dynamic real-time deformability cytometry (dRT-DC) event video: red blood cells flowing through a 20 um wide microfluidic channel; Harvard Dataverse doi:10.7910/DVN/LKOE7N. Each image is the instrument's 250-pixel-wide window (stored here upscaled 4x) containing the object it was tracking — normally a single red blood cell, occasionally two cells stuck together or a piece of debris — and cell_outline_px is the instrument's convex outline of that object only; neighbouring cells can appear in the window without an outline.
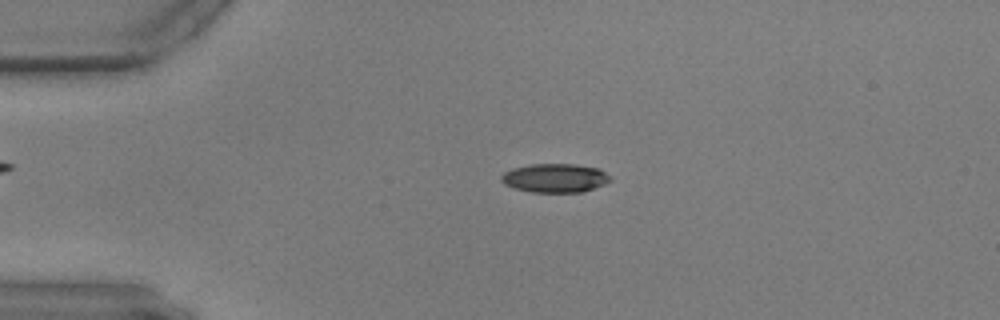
{"species": "common noctule bat (a hibernating species)", "species_latin": "Nyctalus noctula", "temperature_condition": "warm", "stored_images_in_passage": 58, "camera_frame_rate_fps": 3000, "um_per_image_px": 0.085, "animal": {"sex": "male", "body_mass_g": 17.9, "forearm_length_mm": 54.2}, "frame": {"image": 1, "passage_image": 13, "time_ms": 4.0, "image_size_px": [1000, 320], "cell_outline_px": [[612, 180], [604, 184], [584, 192], [532, 192], [516, 188], [504, 184], [500, 180], [500, 176], [504, 172], [512, 168], [528, 164], [576, 164], [600, 168]], "centroid_in_image_um": [47.16, 15.12], "position_along_channel_um": 37.8, "area_um2": 18.38}}
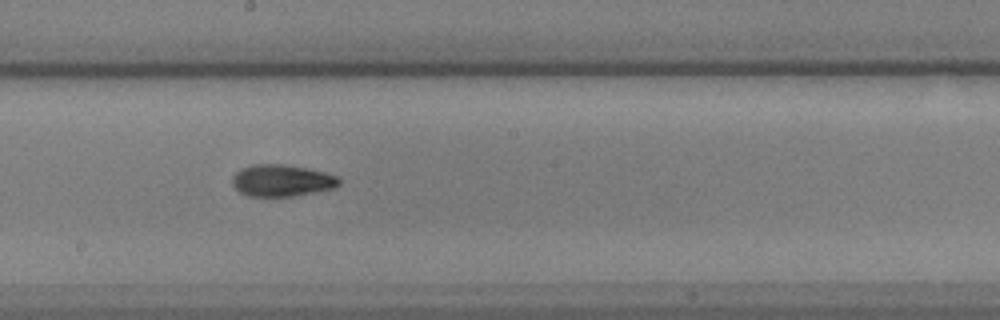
{"frame": {"image": 2, "passage_image": 32, "time_ms": 10.333, "image_size_px": [1000, 320], "cell_outline_px": [[340, 184], [336, 188], [292, 196], [248, 196], [240, 192], [232, 184], [232, 176], [240, 168], [252, 164], [284, 164], [308, 168], [340, 176]], "centroid_in_image_um": [23.97, 15.33], "position_along_channel_um": 224.2, "area_um2": 20.0}}
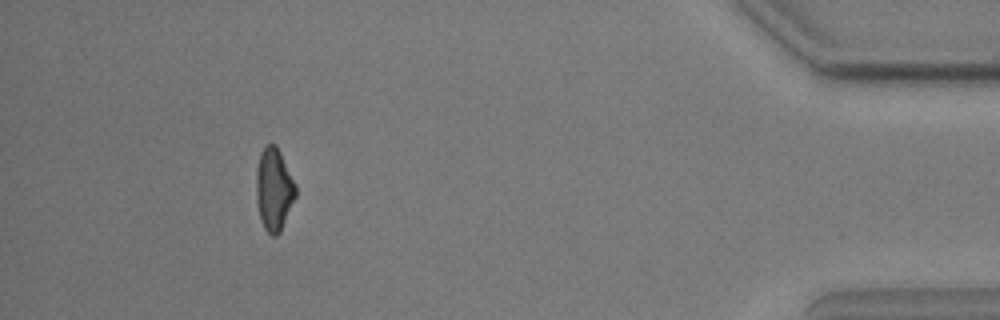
{"frame": {"image": 3, "passage_image": 53, "time_ms": 17.333, "image_size_px": [1000, 320], "cell_outline_px": [[296, 196], [280, 232], [276, 236], [272, 236], [264, 228], [260, 220], [256, 196], [256, 168], [260, 152], [268, 144], [276, 144], [296, 184]], "centroid_in_image_um": [23.28, 16.09], "position_along_channel_um": 411.9, "area_um2": 19.02}}